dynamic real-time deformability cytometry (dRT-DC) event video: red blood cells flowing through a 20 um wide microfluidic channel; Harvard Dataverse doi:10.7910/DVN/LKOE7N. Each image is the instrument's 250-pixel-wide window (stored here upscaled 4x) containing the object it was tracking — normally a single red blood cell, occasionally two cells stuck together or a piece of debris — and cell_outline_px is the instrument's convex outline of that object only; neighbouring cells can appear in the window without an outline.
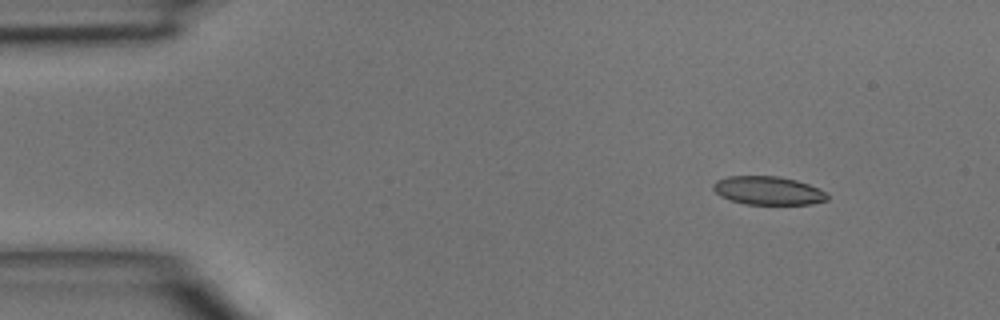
{"species": "common noctule bat (a hibernating species)", "species_latin": "Nyctalus noctula", "temperature_condition": "room temperature", "stored_images_in_passage": 41, "camera_frame_rate_fps": 3000, "um_per_image_px": 0.085, "animal": {"sex": "male", "body_mass_g": 15.6}, "frame": {"image": 1, "passage_image": 1, "time_ms": 0.0, "image_size_px": [1000, 320], "cell_outline_px": [[828, 200], [812, 204], [744, 204], [728, 200], [720, 196], [712, 188], [712, 184], [716, 180], [728, 176], [776, 176], [796, 180], [808, 184], [828, 192]], "centroid_in_image_um": [65.28, 16.2], "position_along_channel_um": 19.7, "area_um2": 19.07}}
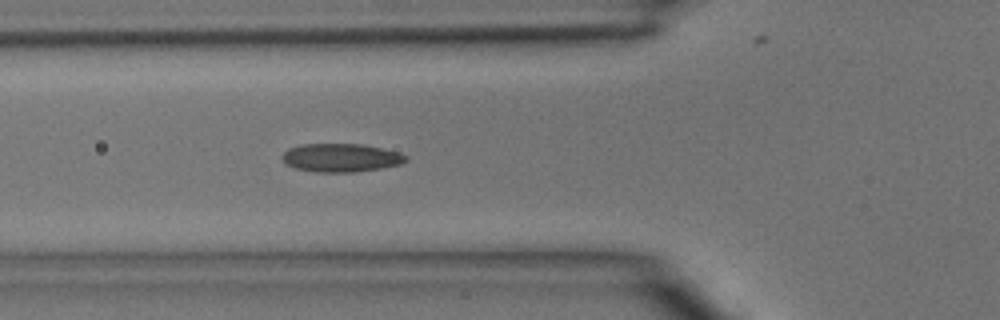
{"frame": {"image": 2, "passage_image": 12, "time_ms": 3.667, "image_size_px": [1000, 320], "cell_outline_px": [[408, 160], [400, 164], [380, 168], [352, 172], [316, 172], [296, 168], [284, 164], [280, 156], [288, 148], [304, 144], [360, 144], [400, 152], [408, 156]], "centroid_in_image_um": [28.95, 13.4], "position_along_channel_um": 96.8, "area_um2": 20.46}}
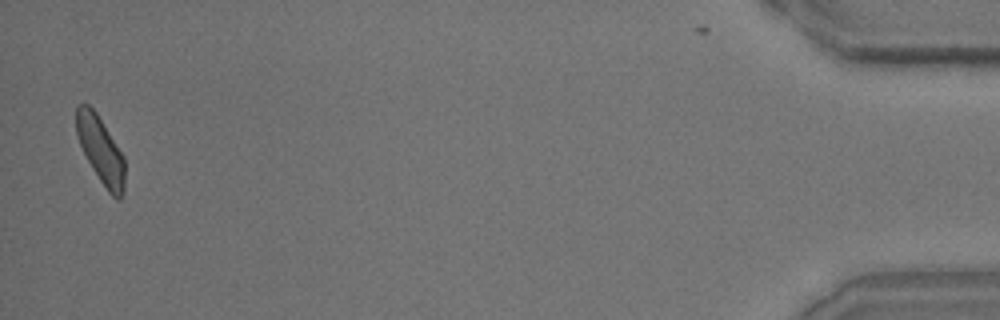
{"frame": {"image": 3, "passage_image": 41, "time_ms": 13.333, "image_size_px": [1000, 320], "cell_outline_px": [[124, 192], [120, 200], [116, 200], [108, 192], [92, 168], [80, 144], [76, 132], [76, 104], [88, 104], [96, 112], [124, 156]], "centroid_in_image_um": [8.56, 12.77], "position_along_channel_um": 426.6, "area_um2": 18.73}}